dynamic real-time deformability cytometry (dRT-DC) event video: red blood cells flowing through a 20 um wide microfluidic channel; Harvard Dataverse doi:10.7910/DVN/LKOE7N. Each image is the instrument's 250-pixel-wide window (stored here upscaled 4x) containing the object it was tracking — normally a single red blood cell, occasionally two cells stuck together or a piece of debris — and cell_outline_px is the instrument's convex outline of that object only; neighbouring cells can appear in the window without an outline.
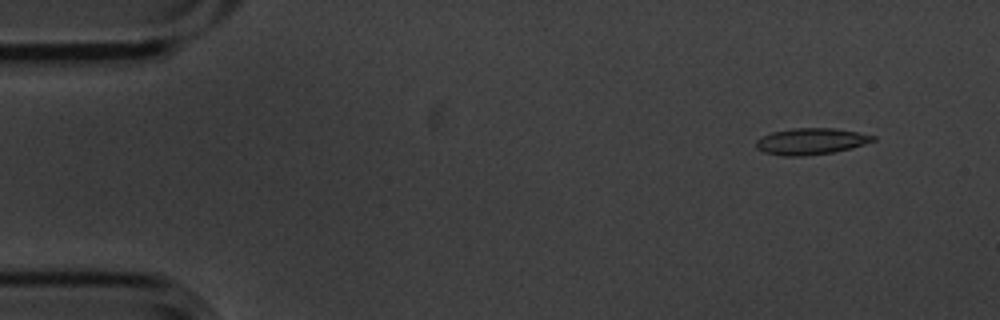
{"species": "common noctule bat (a hibernating species)", "species_latin": "Nyctalus noctula", "temperature_condition": "cold", "stored_images_in_passage": 5, "camera_frame_rate_fps": 3000, "um_per_image_px": 0.085, "animal": {"sex": "male", "body_mass_g": 20.1, "forearm_length_mm": 53.5}, "frame": {"image": 1, "passage_image": 2, "time_ms": 0.333, "image_size_px": [1000, 320], "cell_outline_px": [[876, 140], [852, 148], [832, 152], [804, 156], [784, 156], [764, 152], [756, 148], [756, 140], [772, 132], [792, 128], [836, 128], [876, 136]], "centroid_in_image_um": [68.93, 12.01], "position_along_channel_um": 16.1, "area_um2": 17.92}}
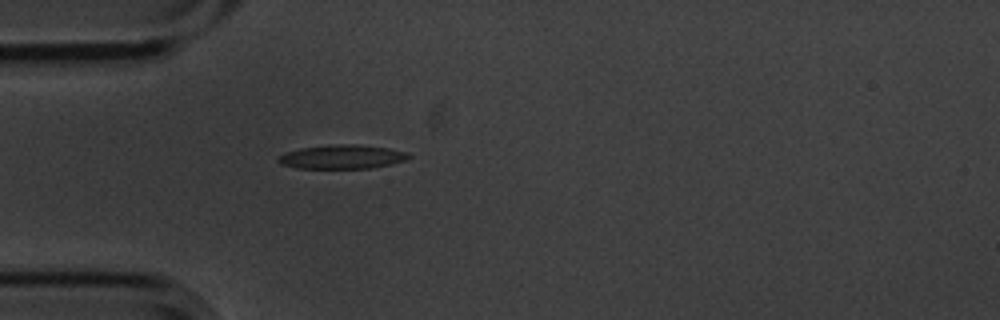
{"frame": {"image": 2, "passage_image": 5, "time_ms": 1.333, "image_size_px": [1000, 320], "cell_outline_px": [[412, 156], [404, 160], [392, 164], [372, 168], [296, 168], [280, 164], [276, 160], [284, 152], [300, 148], [328, 144], [356, 144], [388, 148], [408, 152]], "centroid_in_image_um": [29.06, 13.32], "position_along_channel_um": 55.9, "area_um2": 18.38}}